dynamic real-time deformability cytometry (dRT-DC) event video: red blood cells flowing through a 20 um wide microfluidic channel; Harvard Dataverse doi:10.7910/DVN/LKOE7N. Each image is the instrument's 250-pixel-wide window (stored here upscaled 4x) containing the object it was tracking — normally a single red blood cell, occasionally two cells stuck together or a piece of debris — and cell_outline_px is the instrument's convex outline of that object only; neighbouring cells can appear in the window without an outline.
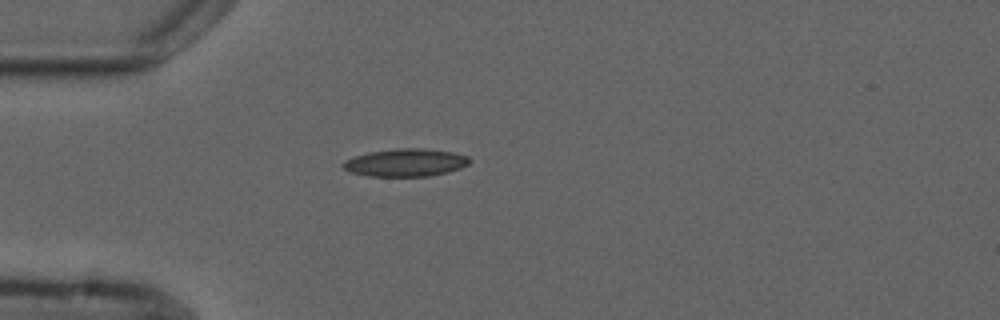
{"species": "common noctule bat (a hibernating species)", "species_latin": "Nyctalus noctula", "temperature_condition": "cold", "stored_images_in_passage": 6, "camera_frame_rate_fps": 3000, "um_per_image_px": 0.085, "animal": {"sex": "male", "forearm_length_mm": 52.5}, "frame": {"image": 1, "passage_image": 4, "time_ms": 5.667, "image_size_px": [1000, 320], "cell_outline_px": [[472, 160], [468, 164], [460, 168], [448, 172], [428, 176], [368, 176], [352, 172], [344, 168], [344, 160], [356, 156], [372, 152], [396, 148], [424, 148], [452, 152], [468, 156]], "centroid_in_image_um": [34.53, 13.82], "position_along_channel_um": 50.5, "area_um2": 20.23}}
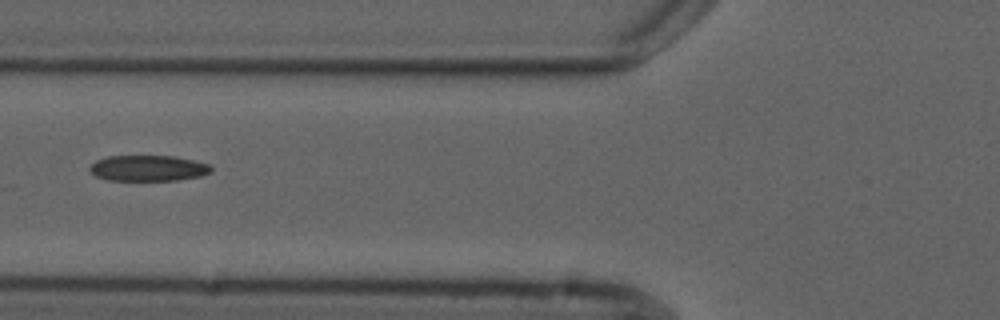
{"frame": {"image": 2, "passage_image": 6, "time_ms": 7.667, "image_size_px": [1000, 320], "cell_outline_px": [[212, 172], [200, 176], [176, 180], [108, 180], [96, 176], [88, 168], [96, 160], [108, 156], [172, 156], [192, 160], [208, 164], [212, 168]], "centroid_in_image_um": [12.58, 14.29], "position_along_channel_um": 113.2, "area_um2": 18.09}}